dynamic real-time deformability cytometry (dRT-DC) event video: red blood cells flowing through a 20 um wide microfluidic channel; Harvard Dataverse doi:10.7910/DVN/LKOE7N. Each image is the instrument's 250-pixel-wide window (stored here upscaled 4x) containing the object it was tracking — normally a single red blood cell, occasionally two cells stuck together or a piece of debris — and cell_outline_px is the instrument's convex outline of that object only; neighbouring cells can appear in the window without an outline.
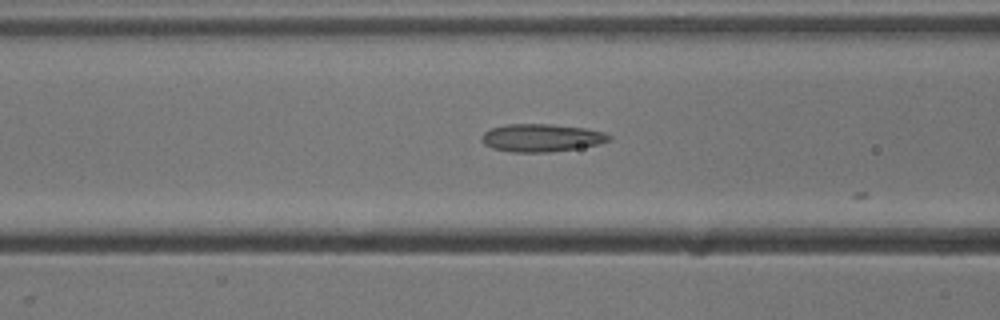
{"species": "common noctule bat (a hibernating species)", "species_latin": "Nyctalus noctula", "temperature_condition": "cold", "stored_images_in_passage": 21, "camera_frame_rate_fps": 3000, "um_per_image_px": 0.085, "animal": {"sex": "male", "body_mass_g": 13.3}, "frame": {"image": 1, "passage_image": 20, "time_ms": 6.333, "image_size_px": [1000, 320], "cell_outline_px": [[612, 136], [608, 140], [600, 144], [576, 148], [548, 152], [512, 152], [492, 148], [484, 144], [480, 140], [480, 136], [484, 132], [492, 128], [508, 124], [552, 124], [584, 128], [604, 132]], "centroid_in_image_um": [45.99, 11.71], "position_along_channel_um": 120.6, "area_um2": 20.58}}